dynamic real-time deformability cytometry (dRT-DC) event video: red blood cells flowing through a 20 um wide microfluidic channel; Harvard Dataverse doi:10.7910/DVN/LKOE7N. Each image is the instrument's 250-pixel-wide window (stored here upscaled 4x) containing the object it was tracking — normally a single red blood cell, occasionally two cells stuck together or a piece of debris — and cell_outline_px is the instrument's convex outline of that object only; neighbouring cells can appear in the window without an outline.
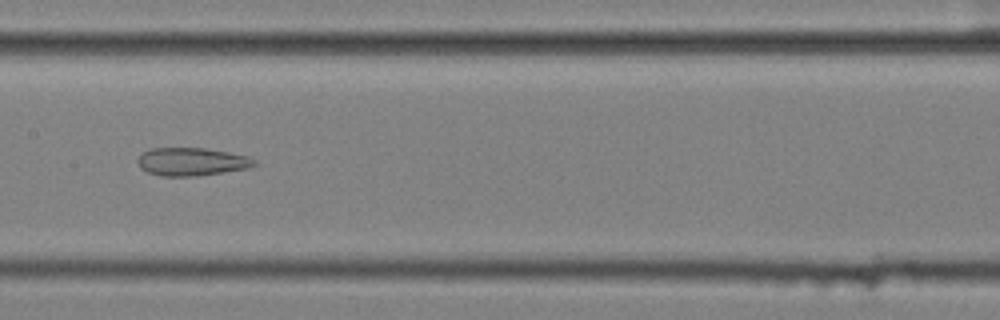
{"species": "common noctule bat (a hibernating species)", "species_latin": "Nyctalus noctula", "temperature_condition": "cold", "stored_images_in_passage": 14, "camera_frame_rate_fps": 3000, "um_per_image_px": 0.085, "animal": {"sex": "female", "body_mass_g": 25.1}, "frame": {"image": 1, "passage_image": 8, "time_ms": 2.333, "image_size_px": [1000, 320], "cell_outline_px": [[256, 164], [244, 168], [196, 176], [160, 176], [148, 172], [140, 168], [136, 160], [144, 152], [152, 148], [204, 148], [228, 152], [248, 156], [256, 160]], "centroid_in_image_um": [16.24, 13.74], "position_along_channel_um": 191.2, "area_um2": 18.79}}
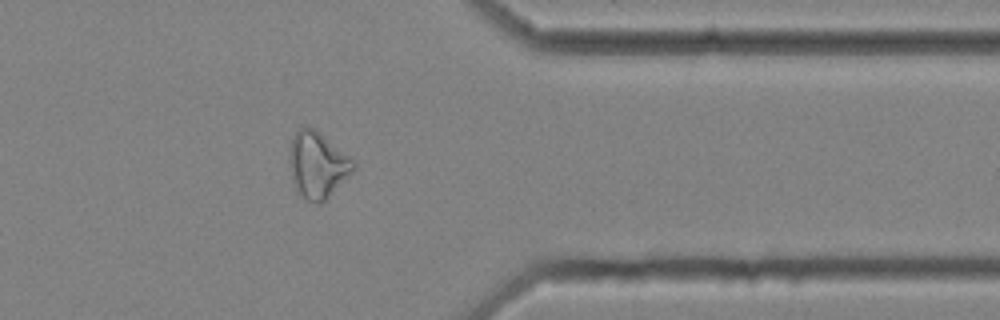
{"frame": {"image": 2, "passage_image": 13, "time_ms": 4.0, "image_size_px": [1000, 320], "cell_outline_px": [[356, 168], [320, 204], [316, 204], [308, 200], [292, 184], [288, 160], [292, 136], [300, 128], [316, 128], [348, 156], [356, 164]], "centroid_in_image_um": [26.95, 14.0], "position_along_channel_um": 384.4, "area_um2": 24.33}}